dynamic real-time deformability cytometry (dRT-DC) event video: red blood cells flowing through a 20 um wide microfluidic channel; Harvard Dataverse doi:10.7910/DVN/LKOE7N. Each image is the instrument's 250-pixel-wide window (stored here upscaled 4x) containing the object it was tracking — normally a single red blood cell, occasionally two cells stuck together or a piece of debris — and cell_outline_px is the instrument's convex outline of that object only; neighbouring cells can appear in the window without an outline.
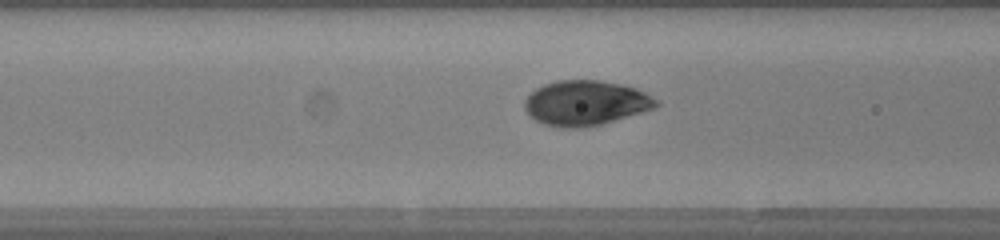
{"species": "human", "species_latin": "Homo sapiens", "temperature_condition": "warm", "stored_images_in_passage": 48, "camera_frame_rate_fps": 3000, "um_per_image_px": 0.085, "donor": {"sex": "female"}, "frame": {"image": 1, "passage_image": 18, "time_ms": 5.667, "image_size_px": [1000, 240], "cell_outline_px": [[660, 104], [656, 108], [604, 124], [584, 128], [560, 128], [544, 124], [536, 120], [524, 108], [524, 100], [536, 88], [544, 84], [556, 80], [600, 80], [620, 84], [636, 88], [660, 100]], "centroid_in_image_um": [49.82, 8.76], "position_along_channel_um": 116.8, "area_um2": 34.8}}
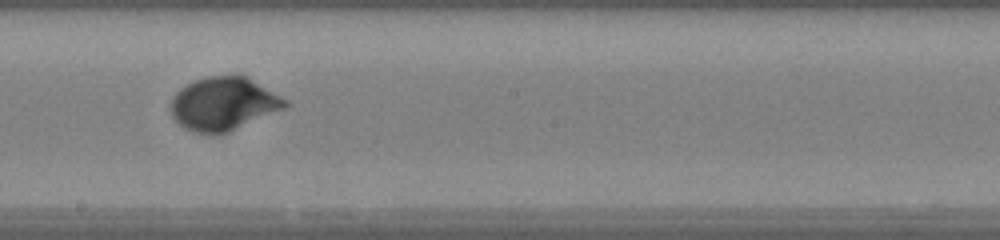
{"frame": {"image": 2, "passage_image": 26, "time_ms": 8.333, "image_size_px": [1000, 240], "cell_outline_px": [[288, 104], [284, 108], [228, 132], [216, 136], [208, 136], [184, 128], [172, 116], [172, 96], [180, 88], [192, 80], [208, 76], [248, 76], [288, 100]], "centroid_in_image_um": [18.98, 8.83], "position_along_channel_um": 229.2, "area_um2": 35.55}}
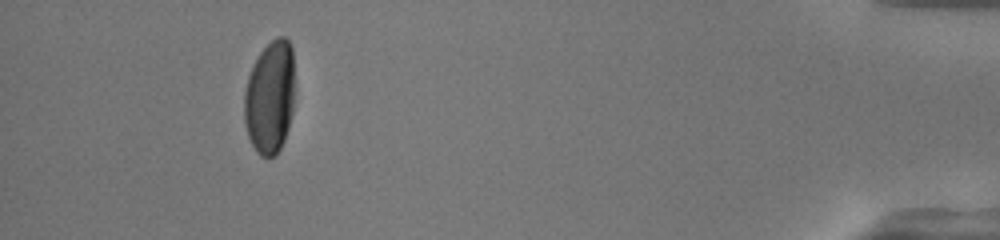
{"frame": {"image": 3, "passage_image": 44, "time_ms": 14.333, "image_size_px": [1000, 240], "cell_outline_px": [[292, 112], [288, 128], [284, 140], [276, 156], [260, 156], [256, 152], [248, 136], [244, 120], [244, 92], [248, 76], [260, 52], [276, 36], [284, 36], [288, 40], [292, 48]], "centroid_in_image_um": [22.92, 8.29], "position_along_channel_um": 412.3, "area_um2": 32.89}, "authors_computed_cell_mechanics": {"area_um2": 33.813, "velocity_mm_per_s": 4.2282, "shape_relaxation_time_tau1_ms": 2.5489, "shape_relaxation_time_tau2_ms": null, "deformation_change_tau1": 0.1677, "deformation_change_tau2": null}}